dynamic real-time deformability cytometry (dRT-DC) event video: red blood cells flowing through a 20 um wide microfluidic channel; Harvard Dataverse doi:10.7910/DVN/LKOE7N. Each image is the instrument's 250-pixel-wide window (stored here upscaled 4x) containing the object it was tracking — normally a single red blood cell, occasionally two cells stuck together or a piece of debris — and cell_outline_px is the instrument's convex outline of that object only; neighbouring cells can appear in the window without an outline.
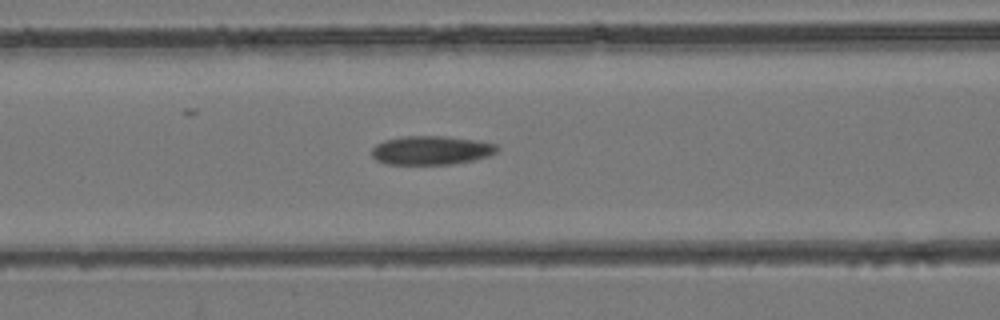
{"species": "common noctule bat (a hibernating species)", "species_latin": "Nyctalus noctula", "temperature_condition": "room temperature", "stored_images_in_passage": 24, "camera_frame_rate_fps": 3000, "um_per_image_px": 0.085, "animal": {"sex": "female", "body_mass_g": 24.6, "forearm_length_mm": 56.2}, "frame": {"image": 1, "passage_image": 9, "time_ms": 2.667, "image_size_px": [1000, 320], "cell_outline_px": [[500, 148], [496, 152], [488, 156], [472, 160], [452, 164], [384, 164], [376, 160], [372, 156], [372, 148], [376, 144], [384, 140], [400, 136], [444, 136], [472, 140], [496, 144]], "centroid_in_image_um": [36.61, 12.77], "position_along_channel_um": 130.0, "area_um2": 21.04}}
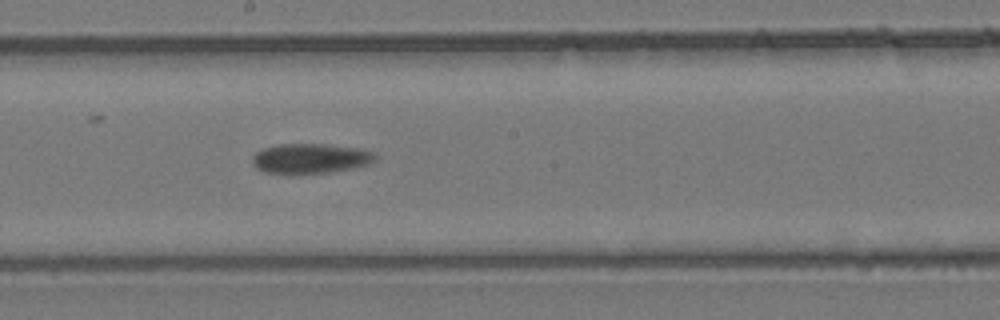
{"frame": {"image": 2, "passage_image": 15, "time_ms": 4.667, "image_size_px": [1000, 320], "cell_outline_px": [[376, 160], [368, 164], [352, 168], [328, 172], [264, 172], [256, 168], [252, 164], [252, 156], [256, 152], [264, 148], [280, 144], [324, 144], [360, 148], [376, 152]], "centroid_in_image_um": [26.41, 13.44], "position_along_channel_um": 221.8, "area_um2": 21.1}}
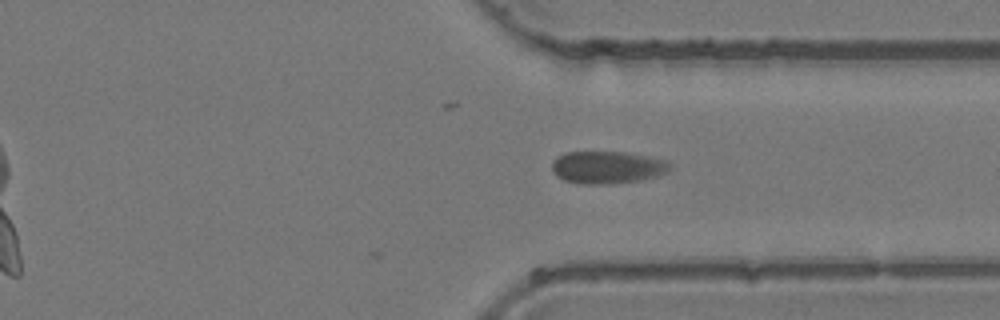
{"frame": {"image": 3, "passage_image": 24, "time_ms": 7.667, "image_size_px": [1000, 320], "cell_outline_px": [[668, 172], [656, 176], [636, 180], [612, 184], [580, 184], [564, 180], [556, 176], [552, 168], [552, 160], [556, 156], [564, 152], [628, 152], [664, 160], [668, 164]], "centroid_in_image_um": [51.54, 14.22], "position_along_channel_um": 359.9, "area_um2": 22.2}}